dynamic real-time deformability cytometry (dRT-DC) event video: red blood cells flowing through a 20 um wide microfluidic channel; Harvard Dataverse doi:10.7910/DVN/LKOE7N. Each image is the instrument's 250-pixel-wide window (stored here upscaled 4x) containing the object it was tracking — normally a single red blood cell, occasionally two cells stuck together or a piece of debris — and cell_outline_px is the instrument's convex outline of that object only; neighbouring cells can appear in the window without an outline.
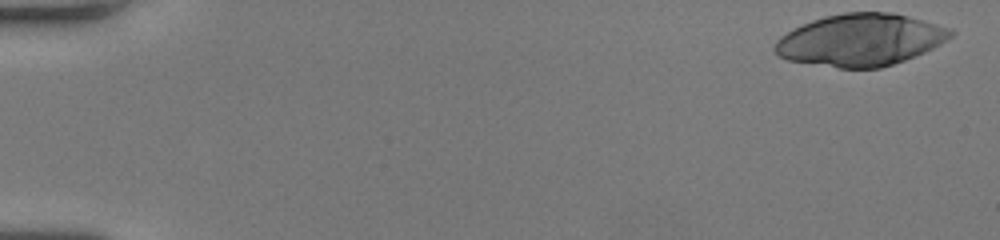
{"species": "human", "species_latin": "Homo sapiens", "temperature_condition": "room temperature", "stored_images_in_passage": 31, "camera_frame_rate_fps": 3000, "um_per_image_px": 0.085, "donor": {"sex": "female"}, "frame": {"image": 1, "passage_image": 1, "time_ms": 0.0, "image_size_px": [1000, 240], "cell_outline_px": [[956, 32], [952, 36], [940, 44], [924, 52], [904, 60], [880, 68], [840, 68], [788, 60], [780, 56], [772, 48], [776, 40], [780, 36], [812, 20], [824, 16], [844, 12], [892, 12], [908, 16], [952, 28]], "centroid_in_image_um": [73.16, 3.39], "position_along_channel_um": 11.8, "area_um2": 53.18}}
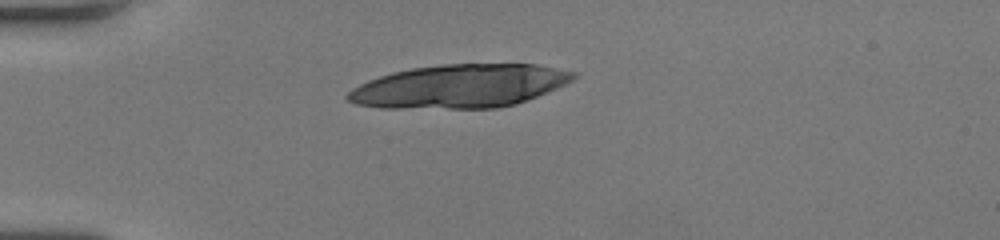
{"frame": {"image": 2, "passage_image": 14, "time_ms": 4.333, "image_size_px": [1000, 240], "cell_outline_px": [[580, 76], [548, 92], [528, 100], [516, 104], [496, 108], [380, 108], [356, 104], [344, 100], [344, 96], [352, 88], [368, 80], [392, 72], [412, 68], [444, 64], [536, 64], [576, 72]], "centroid_in_image_um": [39.05, 7.33], "position_along_channel_um": 45.9, "area_um2": 57.28}}